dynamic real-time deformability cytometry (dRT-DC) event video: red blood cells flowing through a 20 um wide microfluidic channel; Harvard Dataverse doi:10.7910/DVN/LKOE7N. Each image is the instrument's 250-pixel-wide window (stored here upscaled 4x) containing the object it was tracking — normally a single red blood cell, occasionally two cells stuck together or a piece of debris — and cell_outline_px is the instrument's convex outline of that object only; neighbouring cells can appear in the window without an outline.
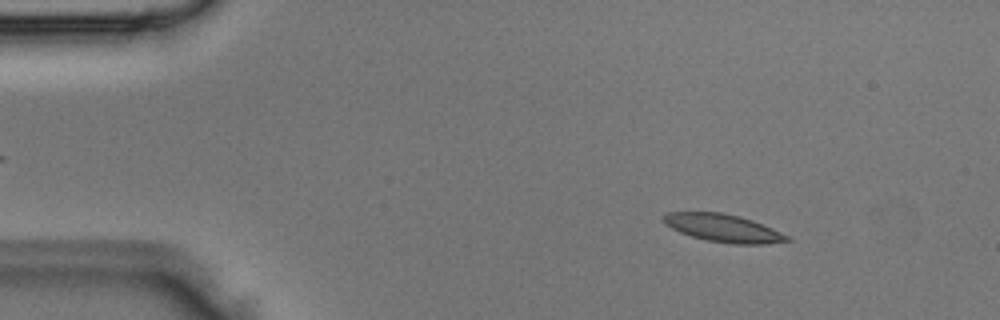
{"species": "Egyptian fruit bat (a non-hibernating species)", "species_latin": "Rousettus aegyptiacus", "temperature_condition": "room temperature", "stored_images_in_passage": 3, "camera_frame_rate_fps": 3000, "um_per_image_px": 0.085, "animal": {"sex": "male"}, "frame": {"image": 1, "passage_image": 1, "time_ms": 0.0, "image_size_px": [1000, 320], "cell_outline_px": [[792, 240], [764, 244], [732, 244], [708, 240], [692, 236], [680, 232], [664, 224], [664, 216], [668, 212], [720, 212], [740, 216], [752, 220], [772, 228], [788, 236]], "centroid_in_image_um": [61.48, 19.38], "position_along_channel_um": 23.5, "area_um2": 19.77}}
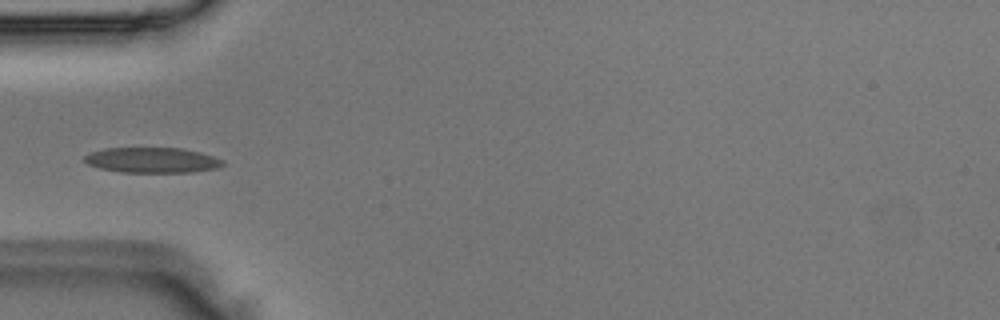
{"frame": {"image": 2, "passage_image": 3, "time_ms": 0.667, "image_size_px": [1000, 320], "cell_outline_px": [[224, 164], [216, 168], [192, 172], [120, 172], [100, 168], [88, 164], [84, 160], [84, 156], [92, 152], [104, 148], [180, 148], [200, 152], [224, 160]], "centroid_in_image_um": [12.93, 13.61], "position_along_channel_um": 72.1, "area_um2": 20.29}}